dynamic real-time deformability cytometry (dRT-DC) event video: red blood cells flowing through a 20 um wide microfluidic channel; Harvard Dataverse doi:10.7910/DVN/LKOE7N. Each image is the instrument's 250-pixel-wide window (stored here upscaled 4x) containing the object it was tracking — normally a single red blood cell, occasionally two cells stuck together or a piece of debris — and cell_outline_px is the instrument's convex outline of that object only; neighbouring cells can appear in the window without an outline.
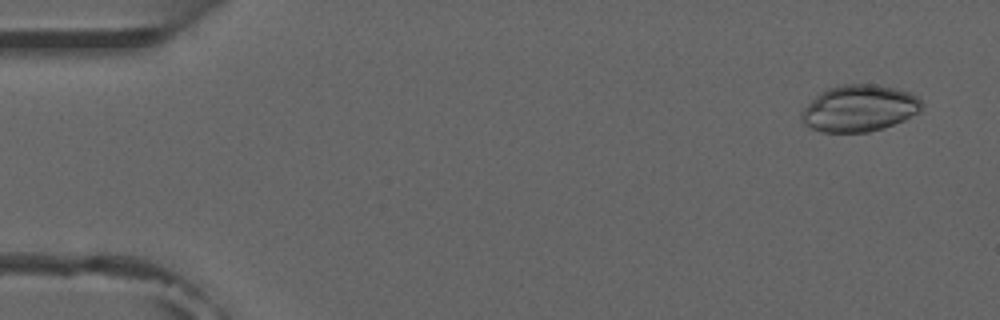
{"species": "common noctule bat (a hibernating species)", "species_latin": "Nyctalus noctula", "temperature_condition": "room temperature", "stored_images_in_passage": 4, "camera_frame_rate_fps": 3000, "um_per_image_px": 0.085, "animal": {"sex": "male", "forearm_length_mm": 52.5}, "frame": {"image": 1, "passage_image": 1, "time_ms": 0.0, "image_size_px": [1000, 320], "cell_outline_px": [[924, 104], [920, 112], [904, 120], [884, 128], [868, 132], [824, 132], [812, 128], [804, 124], [800, 120], [800, 112], [820, 92], [828, 88], [840, 84], [876, 84], [896, 88], [908, 92], [916, 96]], "centroid_in_image_um": [73.04, 9.2], "position_along_channel_um": 12.0, "area_um2": 32.83}}